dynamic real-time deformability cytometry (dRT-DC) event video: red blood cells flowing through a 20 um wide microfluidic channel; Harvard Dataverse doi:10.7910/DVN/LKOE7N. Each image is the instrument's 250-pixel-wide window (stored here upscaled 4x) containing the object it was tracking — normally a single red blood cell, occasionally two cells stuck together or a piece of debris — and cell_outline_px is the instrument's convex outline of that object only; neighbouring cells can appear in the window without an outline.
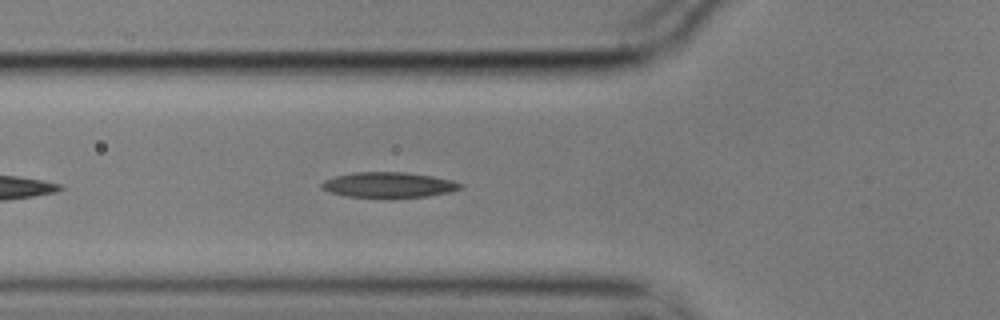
{"species": "common noctule bat (a hibernating species)", "species_latin": "Nyctalus noctula", "temperature_condition": "cold", "stored_images_in_passage": 5, "camera_frame_rate_fps": 3000, "um_per_image_px": 0.085, "animal": {"sex": "male", "body_mass_g": 17.9}, "frame": {"image": 1, "passage_image": 5, "time_ms": 1.333, "image_size_px": [1000, 320], "cell_outline_px": [[464, 188], [448, 192], [428, 196], [348, 196], [328, 192], [320, 188], [320, 184], [324, 180], [336, 176], [352, 172], [404, 172], [432, 176], [452, 180], [464, 184]], "centroid_in_image_um": [33.03, 15.69], "position_along_channel_um": 92.8, "area_um2": 20.17}}